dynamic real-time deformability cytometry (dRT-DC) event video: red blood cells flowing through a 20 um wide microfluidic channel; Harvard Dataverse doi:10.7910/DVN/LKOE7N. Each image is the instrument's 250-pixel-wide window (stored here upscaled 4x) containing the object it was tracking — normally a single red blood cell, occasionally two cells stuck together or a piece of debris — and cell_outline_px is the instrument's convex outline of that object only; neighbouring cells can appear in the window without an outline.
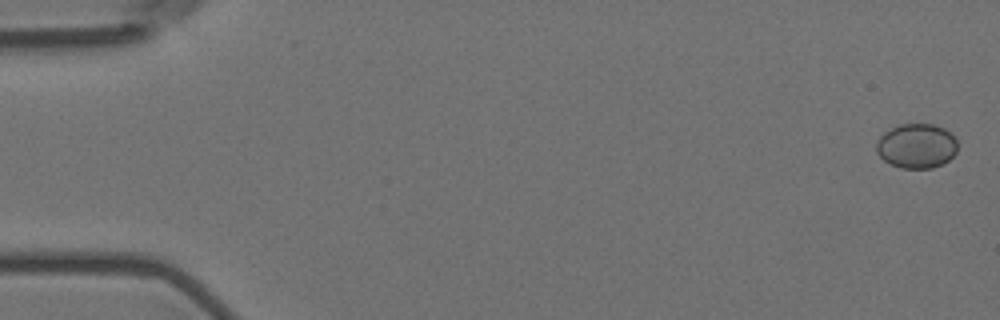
{"species": "Egyptian fruit bat (a non-hibernating species)", "species_latin": "Rousettus aegyptiacus", "temperature_condition": "room temperature", "stored_images_in_passage": 8, "camera_frame_rate_fps": 3000, "um_per_image_px": 0.085, "animal": {"sex": "female"}, "frame": {"image": 1, "passage_image": 1, "time_ms": 0.0, "image_size_px": [1000, 320], "cell_outline_px": [[956, 152], [948, 160], [932, 168], [900, 168], [884, 160], [876, 152], [876, 144], [880, 136], [884, 132], [900, 124], [932, 124], [944, 128], [956, 140]], "centroid_in_image_um": [77.88, 12.4], "position_along_channel_um": 7.1, "area_um2": 20.87}}
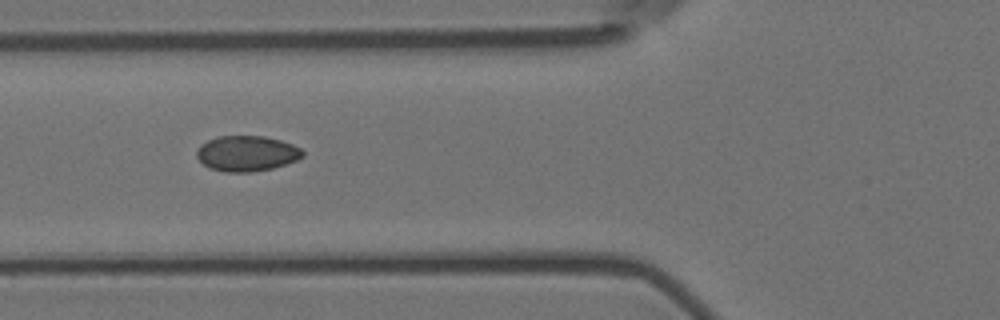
{"frame": {"image": 2, "passage_image": 7, "time_ms": 2.0, "image_size_px": [1000, 320], "cell_outline_px": [[304, 156], [296, 160], [272, 168], [252, 172], [224, 172], [208, 168], [196, 156], [196, 152], [200, 144], [216, 136], [264, 136], [280, 140], [292, 144], [300, 148], [304, 152]], "centroid_in_image_um": [20.95, 13.04], "position_along_channel_um": 104.9, "area_um2": 21.96}}
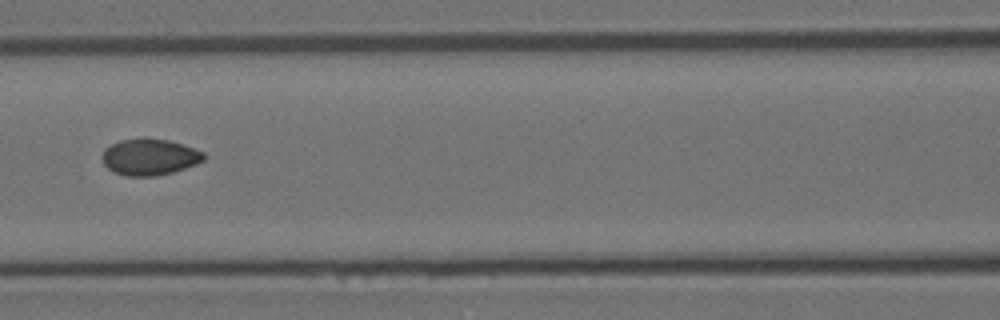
{"frame": {"image": 3, "passage_image": 8, "time_ms": 2.333, "image_size_px": [1000, 320], "cell_outline_px": [[208, 156], [204, 160], [196, 164], [172, 172], [156, 176], [124, 176], [112, 172], [104, 164], [100, 156], [104, 148], [120, 140], [144, 136], [168, 140], [204, 152]], "centroid_in_image_um": [12.67, 13.33], "position_along_channel_um": 153.9, "area_um2": 21.96}}